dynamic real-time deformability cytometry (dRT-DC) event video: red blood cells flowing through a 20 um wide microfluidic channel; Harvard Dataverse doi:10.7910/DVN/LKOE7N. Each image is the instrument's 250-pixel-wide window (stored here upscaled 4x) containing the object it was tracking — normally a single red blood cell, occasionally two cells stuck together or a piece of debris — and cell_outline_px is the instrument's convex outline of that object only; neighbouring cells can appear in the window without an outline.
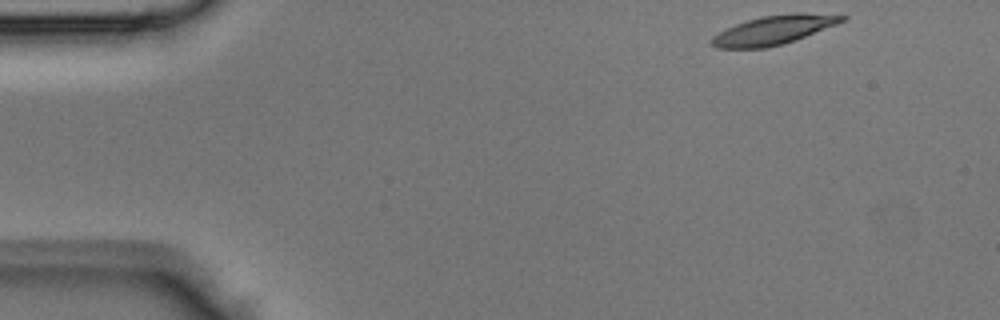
{"species": "Egyptian fruit bat (a non-hibernating species)", "species_latin": "Rousettus aegyptiacus", "temperature_condition": "room temperature", "stored_images_in_passage": 41, "segment_of_instrument_passage": [1, 2], "camera_frame_rate_fps": 3000, "um_per_image_px": 0.085, "animal": {"sex": "male"}, "frame": {"image": 1, "passage_image": 1, "time_ms": 0.0, "image_size_px": [1000, 320], "cell_outline_px": [[848, 16], [844, 20], [836, 24], [796, 40], [784, 44], [768, 48], [716, 48], [708, 40], [712, 36], [736, 24], [760, 16], [800, 12], [804, 12]], "centroid_in_image_um": [65.75, 2.56], "position_along_channel_um": 19.3, "area_um2": 21.96}}
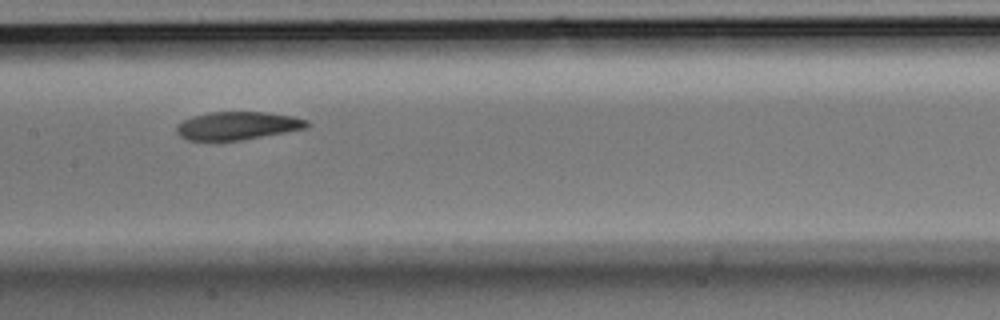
{"frame": {"image": 2, "passage_image": 18, "time_ms": 5.667, "image_size_px": [1000, 320], "cell_outline_px": [[312, 124], [308, 128], [240, 140], [216, 144], [188, 140], [180, 136], [176, 132], [176, 128], [184, 120], [192, 116], [212, 112], [264, 112], [292, 116], [308, 120]], "centroid_in_image_um": [20.16, 10.73], "position_along_channel_um": 187.2, "area_um2": 21.91}}
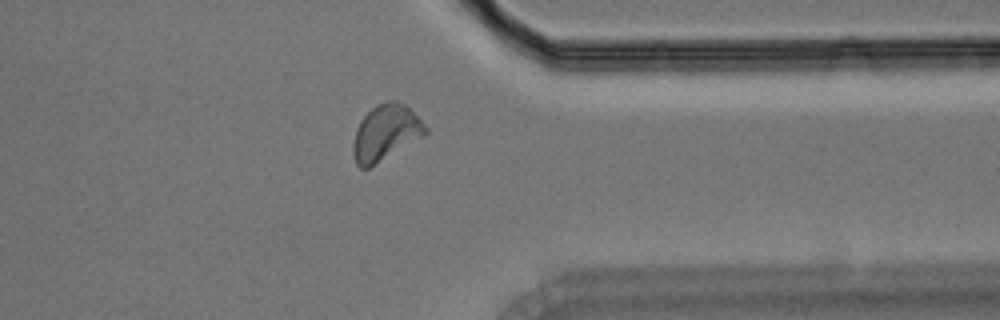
{"frame": {"image": 3, "passage_image": 31, "time_ms": 10.0, "image_size_px": [1000, 320], "cell_outline_px": [[428, 132], [424, 136], [368, 168], [360, 168], [356, 164], [352, 152], [352, 144], [356, 128], [360, 120], [376, 104], [388, 100], [396, 100], [404, 104], [428, 128]], "centroid_in_image_um": [32.75, 11.28], "position_along_channel_um": 378.6, "area_um2": 23.35}}